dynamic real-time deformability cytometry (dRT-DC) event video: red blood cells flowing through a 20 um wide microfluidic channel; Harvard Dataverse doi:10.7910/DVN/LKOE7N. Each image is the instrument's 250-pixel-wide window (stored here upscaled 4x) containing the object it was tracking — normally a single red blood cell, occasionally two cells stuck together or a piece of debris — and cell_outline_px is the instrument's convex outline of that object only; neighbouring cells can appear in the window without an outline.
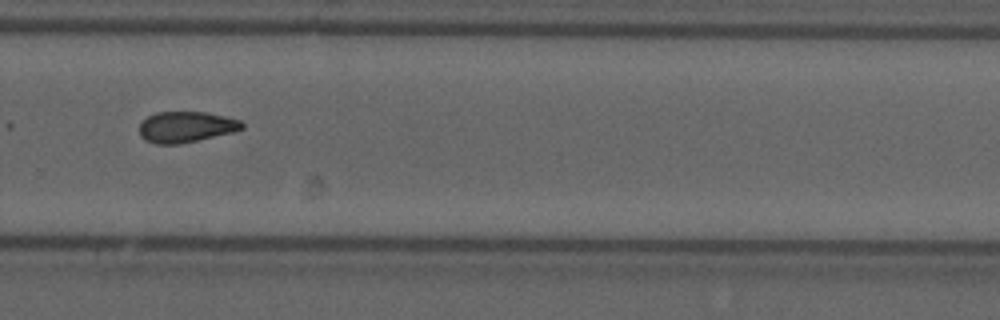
{"species": "common noctule bat (a hibernating species)", "species_latin": "Nyctalus noctula", "temperature_condition": "cold", "stored_images_in_passage": 11, "camera_frame_rate_fps": 3000, "um_per_image_px": 0.085, "animal": {"sex": "male", "forearm_length_mm": 52.5}, "frame": {"image": 1, "passage_image": 7, "time_ms": 2.0, "image_size_px": [1000, 320], "cell_outline_px": [[244, 128], [232, 132], [180, 144], [156, 144], [144, 140], [140, 136], [140, 124], [148, 116], [156, 112], [204, 112], [224, 116], [240, 120], [244, 124]], "centroid_in_image_um": [15.79, 10.79], "position_along_channel_um": 314.0, "area_um2": 18.38}}